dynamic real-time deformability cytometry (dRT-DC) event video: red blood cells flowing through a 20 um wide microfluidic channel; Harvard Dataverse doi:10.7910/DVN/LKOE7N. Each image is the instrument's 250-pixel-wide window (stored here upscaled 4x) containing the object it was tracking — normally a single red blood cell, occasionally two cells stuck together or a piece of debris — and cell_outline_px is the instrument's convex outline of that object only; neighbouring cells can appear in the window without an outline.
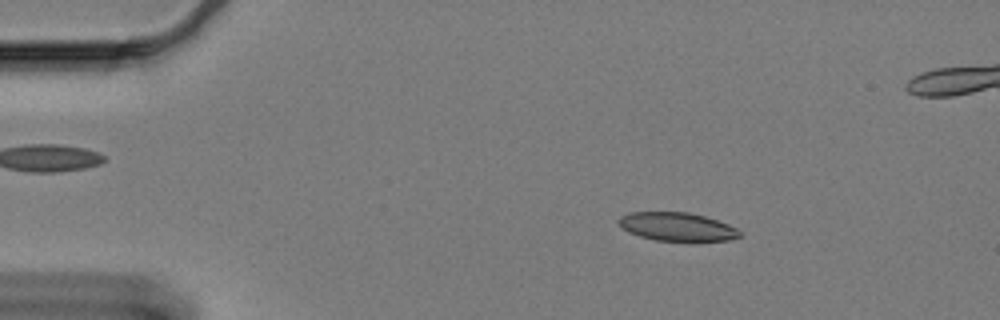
{"species": "Egyptian fruit bat (a non-hibernating species)", "species_latin": "Rousettus aegyptiacus", "temperature_condition": "cold", "stored_images_in_passage": 61, "camera_frame_rate_fps": 3000, "um_per_image_px": 0.085, "animal": {"sex": "female"}, "frame": {"image": 1, "passage_image": 9, "time_ms": 2.667, "image_size_px": [1000, 320], "cell_outline_px": [[740, 236], [728, 240], [656, 240], [640, 236], [628, 232], [620, 228], [616, 220], [620, 216], [628, 212], [688, 212], [704, 216], [728, 224], [736, 228], [740, 232]], "centroid_in_image_um": [57.46, 19.25], "position_along_channel_um": 27.5, "area_um2": 19.88}}
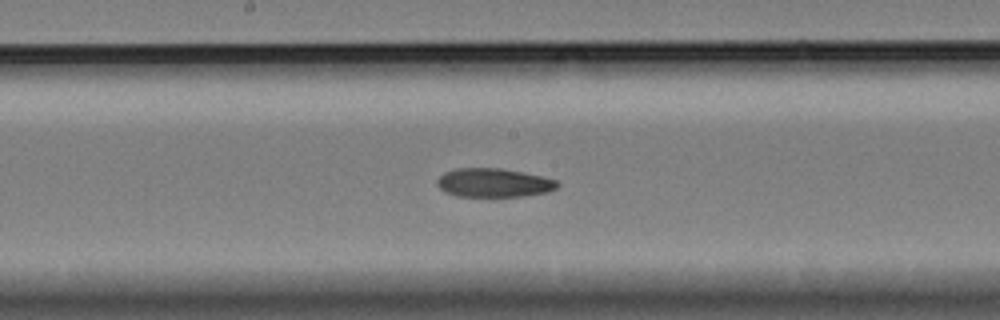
{"frame": {"image": 2, "passage_image": 31, "time_ms": 10.0, "image_size_px": [1000, 320], "cell_outline_px": [[560, 184], [556, 188], [548, 192], [524, 196], [456, 196], [444, 192], [436, 184], [436, 180], [444, 172], [456, 168], [500, 168], [524, 172], [544, 176], [556, 180]], "centroid_in_image_um": [41.96, 15.53], "position_along_channel_um": 206.2, "area_um2": 20.35}}
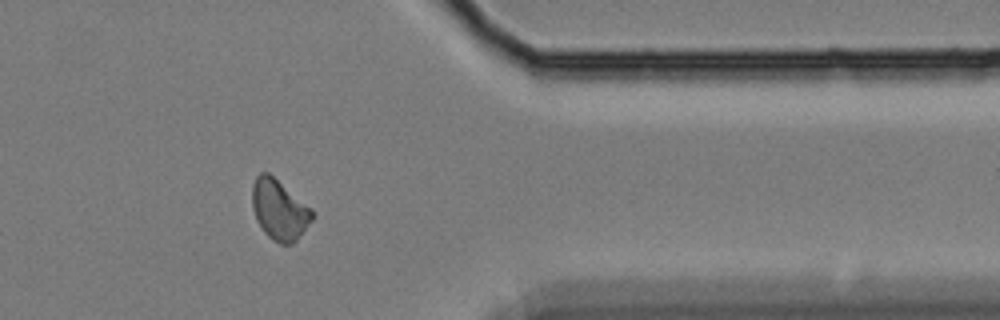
{"frame": {"image": 3, "passage_image": 49, "time_ms": 16.0, "image_size_px": [1000, 320], "cell_outline_px": [[316, 216], [296, 240], [292, 244], [280, 244], [272, 240], [264, 232], [256, 220], [252, 208], [252, 184], [256, 176], [260, 172], [268, 172], [312, 208]], "centroid_in_image_um": [23.74, 17.83], "position_along_channel_um": 387.7, "area_um2": 21.27}}